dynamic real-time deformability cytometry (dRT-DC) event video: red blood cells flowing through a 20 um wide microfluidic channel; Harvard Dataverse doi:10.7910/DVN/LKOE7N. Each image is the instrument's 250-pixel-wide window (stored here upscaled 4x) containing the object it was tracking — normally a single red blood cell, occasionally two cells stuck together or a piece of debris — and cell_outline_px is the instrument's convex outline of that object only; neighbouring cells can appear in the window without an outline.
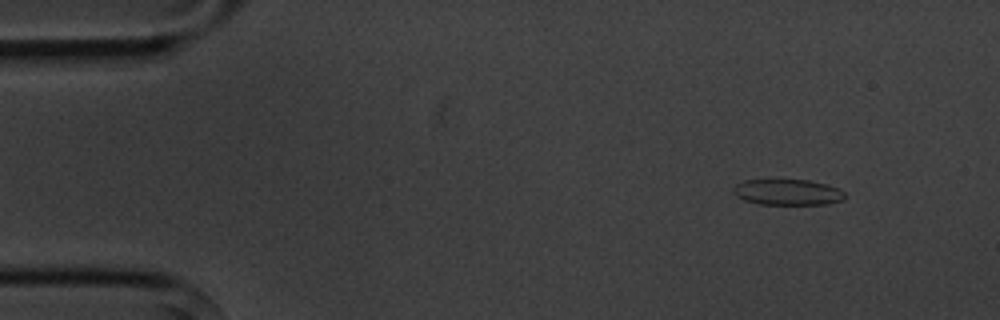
{"species": "common noctule bat (a hibernating species)", "species_latin": "Nyctalus noctula", "temperature_condition": "cold", "stored_images_in_passage": 3, "camera_frame_rate_fps": 3000, "um_per_image_px": 0.085, "animal": {"sex": "male", "body_mass_g": 20.1, "forearm_length_mm": 53.5}, "frame": {"image": 1, "passage_image": 1, "time_ms": 0.0, "image_size_px": [1000, 320], "cell_outline_px": [[844, 200], [828, 204], [760, 204], [744, 200], [736, 196], [732, 192], [732, 188], [736, 184], [744, 180], [808, 180], [828, 184], [844, 192]], "centroid_in_image_um": [66.93, 16.33], "position_along_channel_um": 18.1, "area_um2": 16.82}}